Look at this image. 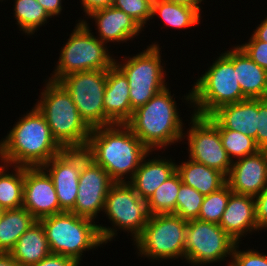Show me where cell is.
<instances>
[{"instance_id": "60d3db41", "label": "cell", "mask_w": 267, "mask_h": 266, "mask_svg": "<svg viewBox=\"0 0 267 266\" xmlns=\"http://www.w3.org/2000/svg\"><path fill=\"white\" fill-rule=\"evenodd\" d=\"M43 8L47 11L48 15L58 17L63 10L62 0H37Z\"/></svg>"}, {"instance_id": "cb8c5ba5", "label": "cell", "mask_w": 267, "mask_h": 266, "mask_svg": "<svg viewBox=\"0 0 267 266\" xmlns=\"http://www.w3.org/2000/svg\"><path fill=\"white\" fill-rule=\"evenodd\" d=\"M21 266L37 264L51 254L44 227L36 221L9 252Z\"/></svg>"}, {"instance_id": "ee69618b", "label": "cell", "mask_w": 267, "mask_h": 266, "mask_svg": "<svg viewBox=\"0 0 267 266\" xmlns=\"http://www.w3.org/2000/svg\"><path fill=\"white\" fill-rule=\"evenodd\" d=\"M0 266H21L10 253L0 252Z\"/></svg>"}, {"instance_id": "ab89813d", "label": "cell", "mask_w": 267, "mask_h": 266, "mask_svg": "<svg viewBox=\"0 0 267 266\" xmlns=\"http://www.w3.org/2000/svg\"><path fill=\"white\" fill-rule=\"evenodd\" d=\"M114 0H81V8H83V13L85 17L94 11L104 9L113 5Z\"/></svg>"}, {"instance_id": "7bdbcfd3", "label": "cell", "mask_w": 267, "mask_h": 266, "mask_svg": "<svg viewBox=\"0 0 267 266\" xmlns=\"http://www.w3.org/2000/svg\"><path fill=\"white\" fill-rule=\"evenodd\" d=\"M166 1L173 2L176 4L186 5V6H189L192 8H196L200 13H202L201 10L203 9V7L201 6V3H203L202 2L203 0H166Z\"/></svg>"}, {"instance_id": "8fae6325", "label": "cell", "mask_w": 267, "mask_h": 266, "mask_svg": "<svg viewBox=\"0 0 267 266\" xmlns=\"http://www.w3.org/2000/svg\"><path fill=\"white\" fill-rule=\"evenodd\" d=\"M236 243L219 224L190 220L186 228L184 261L192 266L221 263L229 257L231 261Z\"/></svg>"}, {"instance_id": "277c9868", "label": "cell", "mask_w": 267, "mask_h": 266, "mask_svg": "<svg viewBox=\"0 0 267 266\" xmlns=\"http://www.w3.org/2000/svg\"><path fill=\"white\" fill-rule=\"evenodd\" d=\"M44 89L35 107L44 116L52 137L63 149H86L92 129L80 116L66 89L44 79Z\"/></svg>"}, {"instance_id": "7402d4cb", "label": "cell", "mask_w": 267, "mask_h": 266, "mask_svg": "<svg viewBox=\"0 0 267 266\" xmlns=\"http://www.w3.org/2000/svg\"><path fill=\"white\" fill-rule=\"evenodd\" d=\"M258 99H245L224 105L207 118L217 127L241 132L253 139L257 135Z\"/></svg>"}, {"instance_id": "4fadbf2b", "label": "cell", "mask_w": 267, "mask_h": 266, "mask_svg": "<svg viewBox=\"0 0 267 266\" xmlns=\"http://www.w3.org/2000/svg\"><path fill=\"white\" fill-rule=\"evenodd\" d=\"M190 124L183 140L186 138L189 159L213 168L226 177L230 172L232 161L223 147L218 128L204 116L190 115Z\"/></svg>"}, {"instance_id": "83f0119b", "label": "cell", "mask_w": 267, "mask_h": 266, "mask_svg": "<svg viewBox=\"0 0 267 266\" xmlns=\"http://www.w3.org/2000/svg\"><path fill=\"white\" fill-rule=\"evenodd\" d=\"M23 186L24 166L3 163L0 166V206L4 210L23 207Z\"/></svg>"}, {"instance_id": "d6a6232c", "label": "cell", "mask_w": 267, "mask_h": 266, "mask_svg": "<svg viewBox=\"0 0 267 266\" xmlns=\"http://www.w3.org/2000/svg\"><path fill=\"white\" fill-rule=\"evenodd\" d=\"M203 199V194L182 183L177 194L175 215L186 221L197 219Z\"/></svg>"}, {"instance_id": "74e56055", "label": "cell", "mask_w": 267, "mask_h": 266, "mask_svg": "<svg viewBox=\"0 0 267 266\" xmlns=\"http://www.w3.org/2000/svg\"><path fill=\"white\" fill-rule=\"evenodd\" d=\"M255 200V218L258 227L261 230L267 229V186L260 192L259 195L254 196Z\"/></svg>"}, {"instance_id": "8d00e7d4", "label": "cell", "mask_w": 267, "mask_h": 266, "mask_svg": "<svg viewBox=\"0 0 267 266\" xmlns=\"http://www.w3.org/2000/svg\"><path fill=\"white\" fill-rule=\"evenodd\" d=\"M254 140L260 150H267V99H258L257 135Z\"/></svg>"}, {"instance_id": "5bb4252c", "label": "cell", "mask_w": 267, "mask_h": 266, "mask_svg": "<svg viewBox=\"0 0 267 266\" xmlns=\"http://www.w3.org/2000/svg\"><path fill=\"white\" fill-rule=\"evenodd\" d=\"M86 149H63L41 167L49 174L60 208L70 212L77 198L82 165L89 159Z\"/></svg>"}, {"instance_id": "e575fe53", "label": "cell", "mask_w": 267, "mask_h": 266, "mask_svg": "<svg viewBox=\"0 0 267 266\" xmlns=\"http://www.w3.org/2000/svg\"><path fill=\"white\" fill-rule=\"evenodd\" d=\"M239 243H236L232 252L231 261L226 262L227 266H267V254L256 249L241 250Z\"/></svg>"}, {"instance_id": "4dcf8cb0", "label": "cell", "mask_w": 267, "mask_h": 266, "mask_svg": "<svg viewBox=\"0 0 267 266\" xmlns=\"http://www.w3.org/2000/svg\"><path fill=\"white\" fill-rule=\"evenodd\" d=\"M221 141L231 161L254 155L260 149L255 140L241 132L233 131L225 128H218Z\"/></svg>"}, {"instance_id": "836d02e7", "label": "cell", "mask_w": 267, "mask_h": 266, "mask_svg": "<svg viewBox=\"0 0 267 266\" xmlns=\"http://www.w3.org/2000/svg\"><path fill=\"white\" fill-rule=\"evenodd\" d=\"M152 3L153 0H114L112 6L128 14L145 29L152 20Z\"/></svg>"}, {"instance_id": "7a4b0ae2", "label": "cell", "mask_w": 267, "mask_h": 266, "mask_svg": "<svg viewBox=\"0 0 267 266\" xmlns=\"http://www.w3.org/2000/svg\"><path fill=\"white\" fill-rule=\"evenodd\" d=\"M15 123L0 140V159L5 164L38 167L63 150L52 137L49 125L35 106Z\"/></svg>"}, {"instance_id": "ffe728a7", "label": "cell", "mask_w": 267, "mask_h": 266, "mask_svg": "<svg viewBox=\"0 0 267 266\" xmlns=\"http://www.w3.org/2000/svg\"><path fill=\"white\" fill-rule=\"evenodd\" d=\"M103 104L106 114V126L126 124L133 114L128 79L115 64L107 70Z\"/></svg>"}, {"instance_id": "484cf974", "label": "cell", "mask_w": 267, "mask_h": 266, "mask_svg": "<svg viewBox=\"0 0 267 266\" xmlns=\"http://www.w3.org/2000/svg\"><path fill=\"white\" fill-rule=\"evenodd\" d=\"M36 221L24 207L4 210L0 217V252L9 253Z\"/></svg>"}, {"instance_id": "30bf717a", "label": "cell", "mask_w": 267, "mask_h": 266, "mask_svg": "<svg viewBox=\"0 0 267 266\" xmlns=\"http://www.w3.org/2000/svg\"><path fill=\"white\" fill-rule=\"evenodd\" d=\"M187 223L175 214L151 215L142 233L133 241L135 253L151 262L178 258L183 261Z\"/></svg>"}, {"instance_id": "7c38bea8", "label": "cell", "mask_w": 267, "mask_h": 266, "mask_svg": "<svg viewBox=\"0 0 267 266\" xmlns=\"http://www.w3.org/2000/svg\"><path fill=\"white\" fill-rule=\"evenodd\" d=\"M58 82L70 94L80 116L91 129L106 126L103 99L107 70L75 72Z\"/></svg>"}, {"instance_id": "b9f144b4", "label": "cell", "mask_w": 267, "mask_h": 266, "mask_svg": "<svg viewBox=\"0 0 267 266\" xmlns=\"http://www.w3.org/2000/svg\"><path fill=\"white\" fill-rule=\"evenodd\" d=\"M254 31L252 32V35L262 42H267V16L263 21H261L260 24L256 26Z\"/></svg>"}, {"instance_id": "8992f818", "label": "cell", "mask_w": 267, "mask_h": 266, "mask_svg": "<svg viewBox=\"0 0 267 266\" xmlns=\"http://www.w3.org/2000/svg\"><path fill=\"white\" fill-rule=\"evenodd\" d=\"M39 222L44 227L51 253L73 258L79 264L86 251L105 245L98 224L72 212L54 214Z\"/></svg>"}, {"instance_id": "9c48e42d", "label": "cell", "mask_w": 267, "mask_h": 266, "mask_svg": "<svg viewBox=\"0 0 267 266\" xmlns=\"http://www.w3.org/2000/svg\"><path fill=\"white\" fill-rule=\"evenodd\" d=\"M146 47L136 55L123 57L121 62L114 59V64L128 79L133 111L169 86L166 82L167 78L165 79L168 74H166V67L164 66L165 61L161 56L160 44L151 42Z\"/></svg>"}, {"instance_id": "3957f363", "label": "cell", "mask_w": 267, "mask_h": 266, "mask_svg": "<svg viewBox=\"0 0 267 266\" xmlns=\"http://www.w3.org/2000/svg\"><path fill=\"white\" fill-rule=\"evenodd\" d=\"M170 86L133 111L126 125L150 151H161L183 141L185 127ZM174 97V98H173Z\"/></svg>"}, {"instance_id": "2e32d148", "label": "cell", "mask_w": 267, "mask_h": 266, "mask_svg": "<svg viewBox=\"0 0 267 266\" xmlns=\"http://www.w3.org/2000/svg\"><path fill=\"white\" fill-rule=\"evenodd\" d=\"M23 207L39 221L64 212L59 205L55 186L41 167H24Z\"/></svg>"}, {"instance_id": "6da1fadb", "label": "cell", "mask_w": 267, "mask_h": 266, "mask_svg": "<svg viewBox=\"0 0 267 266\" xmlns=\"http://www.w3.org/2000/svg\"><path fill=\"white\" fill-rule=\"evenodd\" d=\"M86 150L115 183L129 182L151 152L126 124L92 129Z\"/></svg>"}, {"instance_id": "5b68a950", "label": "cell", "mask_w": 267, "mask_h": 266, "mask_svg": "<svg viewBox=\"0 0 267 266\" xmlns=\"http://www.w3.org/2000/svg\"><path fill=\"white\" fill-rule=\"evenodd\" d=\"M183 97L193 114L208 117L218 108L247 99L237 81L234 64L221 53Z\"/></svg>"}, {"instance_id": "f1b7e54d", "label": "cell", "mask_w": 267, "mask_h": 266, "mask_svg": "<svg viewBox=\"0 0 267 266\" xmlns=\"http://www.w3.org/2000/svg\"><path fill=\"white\" fill-rule=\"evenodd\" d=\"M14 2L13 16L17 21L16 24L19 31H23L27 36L34 35L51 19L37 0H14Z\"/></svg>"}, {"instance_id": "9a60e30c", "label": "cell", "mask_w": 267, "mask_h": 266, "mask_svg": "<svg viewBox=\"0 0 267 266\" xmlns=\"http://www.w3.org/2000/svg\"><path fill=\"white\" fill-rule=\"evenodd\" d=\"M114 183L108 172L89 158L82 165L75 206L70 212L96 222Z\"/></svg>"}, {"instance_id": "603a6c76", "label": "cell", "mask_w": 267, "mask_h": 266, "mask_svg": "<svg viewBox=\"0 0 267 266\" xmlns=\"http://www.w3.org/2000/svg\"><path fill=\"white\" fill-rule=\"evenodd\" d=\"M152 155V151L143 159L133 178L128 182L135 192L144 200L155 192V190L176 172V162L170 157ZM161 157V158H160Z\"/></svg>"}, {"instance_id": "ba28073f", "label": "cell", "mask_w": 267, "mask_h": 266, "mask_svg": "<svg viewBox=\"0 0 267 266\" xmlns=\"http://www.w3.org/2000/svg\"><path fill=\"white\" fill-rule=\"evenodd\" d=\"M102 213L106 214L104 216L108 217L112 225L110 227L98 224L105 245L115 241L120 229L130 233V239L134 241L142 233L151 216L147 200L140 198L128 182H116L110 187Z\"/></svg>"}, {"instance_id": "d6986e66", "label": "cell", "mask_w": 267, "mask_h": 266, "mask_svg": "<svg viewBox=\"0 0 267 266\" xmlns=\"http://www.w3.org/2000/svg\"><path fill=\"white\" fill-rule=\"evenodd\" d=\"M219 225L237 243L255 231H262L255 218L254 196L232 193Z\"/></svg>"}, {"instance_id": "f35d334b", "label": "cell", "mask_w": 267, "mask_h": 266, "mask_svg": "<svg viewBox=\"0 0 267 266\" xmlns=\"http://www.w3.org/2000/svg\"><path fill=\"white\" fill-rule=\"evenodd\" d=\"M31 266H80V264L73 258L51 253L37 264Z\"/></svg>"}, {"instance_id": "f546056e", "label": "cell", "mask_w": 267, "mask_h": 266, "mask_svg": "<svg viewBox=\"0 0 267 266\" xmlns=\"http://www.w3.org/2000/svg\"><path fill=\"white\" fill-rule=\"evenodd\" d=\"M182 180L176 171L148 198V210L151 215L175 214L176 199Z\"/></svg>"}, {"instance_id": "44dd1931", "label": "cell", "mask_w": 267, "mask_h": 266, "mask_svg": "<svg viewBox=\"0 0 267 266\" xmlns=\"http://www.w3.org/2000/svg\"><path fill=\"white\" fill-rule=\"evenodd\" d=\"M222 53L234 64L242 94L249 99H267V71L256 64L238 45Z\"/></svg>"}, {"instance_id": "e0dca14e", "label": "cell", "mask_w": 267, "mask_h": 266, "mask_svg": "<svg viewBox=\"0 0 267 266\" xmlns=\"http://www.w3.org/2000/svg\"><path fill=\"white\" fill-rule=\"evenodd\" d=\"M226 179L233 193L259 195L267 186V150L233 161Z\"/></svg>"}, {"instance_id": "52a82bcc", "label": "cell", "mask_w": 267, "mask_h": 266, "mask_svg": "<svg viewBox=\"0 0 267 266\" xmlns=\"http://www.w3.org/2000/svg\"><path fill=\"white\" fill-rule=\"evenodd\" d=\"M79 19L68 41L61 47L57 65L49 80L58 82L64 76L75 72L108 70L114 64L116 57L109 52L110 46L107 47L91 32L86 19Z\"/></svg>"}, {"instance_id": "ac0fdd59", "label": "cell", "mask_w": 267, "mask_h": 266, "mask_svg": "<svg viewBox=\"0 0 267 266\" xmlns=\"http://www.w3.org/2000/svg\"><path fill=\"white\" fill-rule=\"evenodd\" d=\"M88 18L92 23L95 22V33H98L96 37L107 46L110 42L123 44L132 41L144 31L133 18L113 6L94 11L88 15L87 20Z\"/></svg>"}, {"instance_id": "4316f807", "label": "cell", "mask_w": 267, "mask_h": 266, "mask_svg": "<svg viewBox=\"0 0 267 266\" xmlns=\"http://www.w3.org/2000/svg\"><path fill=\"white\" fill-rule=\"evenodd\" d=\"M201 13L196 9L166 0H153L152 19L160 18L166 27L188 29L201 23Z\"/></svg>"}, {"instance_id": "f6af8a7d", "label": "cell", "mask_w": 267, "mask_h": 266, "mask_svg": "<svg viewBox=\"0 0 267 266\" xmlns=\"http://www.w3.org/2000/svg\"><path fill=\"white\" fill-rule=\"evenodd\" d=\"M3 211H4V209L0 206V217H1L2 213H3Z\"/></svg>"}, {"instance_id": "d590c367", "label": "cell", "mask_w": 267, "mask_h": 266, "mask_svg": "<svg viewBox=\"0 0 267 266\" xmlns=\"http://www.w3.org/2000/svg\"><path fill=\"white\" fill-rule=\"evenodd\" d=\"M242 44H237L256 64L267 71V42L257 40L253 35Z\"/></svg>"}, {"instance_id": "1f68e13d", "label": "cell", "mask_w": 267, "mask_h": 266, "mask_svg": "<svg viewBox=\"0 0 267 266\" xmlns=\"http://www.w3.org/2000/svg\"><path fill=\"white\" fill-rule=\"evenodd\" d=\"M232 193L229 185L226 183L217 191L204 196L197 219L219 224Z\"/></svg>"}, {"instance_id": "d4e9b609", "label": "cell", "mask_w": 267, "mask_h": 266, "mask_svg": "<svg viewBox=\"0 0 267 266\" xmlns=\"http://www.w3.org/2000/svg\"><path fill=\"white\" fill-rule=\"evenodd\" d=\"M176 171L183 184L194 188L204 196L217 191L227 183L223 173L189 158L185 162L176 163Z\"/></svg>"}, {"instance_id": "bcb514c9", "label": "cell", "mask_w": 267, "mask_h": 266, "mask_svg": "<svg viewBox=\"0 0 267 266\" xmlns=\"http://www.w3.org/2000/svg\"><path fill=\"white\" fill-rule=\"evenodd\" d=\"M4 162L0 159V166L3 164Z\"/></svg>"}]
</instances>
